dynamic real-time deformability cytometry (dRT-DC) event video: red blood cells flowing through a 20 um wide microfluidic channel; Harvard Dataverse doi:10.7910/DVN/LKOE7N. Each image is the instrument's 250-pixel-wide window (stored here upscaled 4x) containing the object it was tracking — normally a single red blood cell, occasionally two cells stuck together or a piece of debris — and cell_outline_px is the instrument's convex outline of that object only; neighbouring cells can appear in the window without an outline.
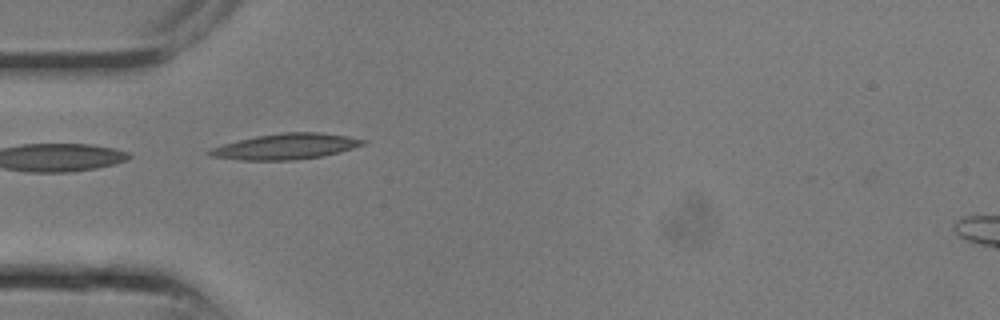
{"species": "common noctule bat (a hibernating species)", "species_latin": "Nyctalus noctula", "temperature_condition": "room temperature", "stored_images_in_passage": 20, "camera_frame_rate_fps": 3000, "um_per_image_px": 0.085, "animal": {"sex": "male", "body_mass_g": 13.3}, "frame": {"image": 1, "passage_image": 3, "time_ms": 0.667, "image_size_px": [1000, 320], "cell_outline_px": [[368, 140], [364, 144], [340, 152], [324, 156], [296, 160], [240, 160], [208, 156], [208, 152], [212, 148], [224, 144], [256, 136], [284, 132], [316, 132], [344, 136]], "centroid_in_image_um": [24.3, 12.46], "position_along_channel_um": 60.7, "area_um2": 22.77}}
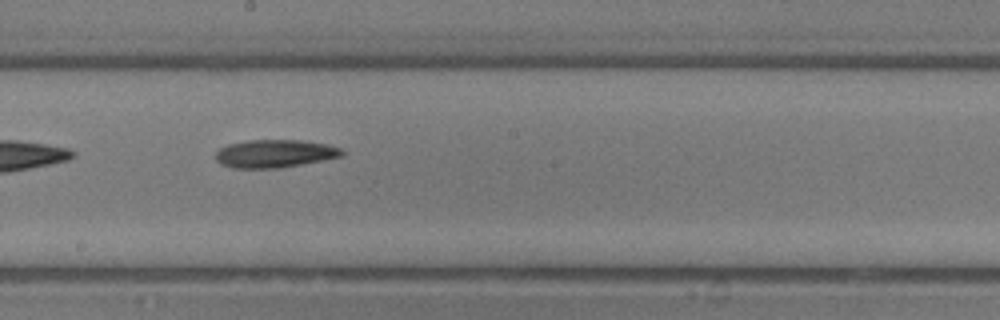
{"frame": {"image": 2, "passage_image": 9, "time_ms": 2.667, "image_size_px": [1000, 320], "cell_outline_px": [[344, 156], [324, 160], [280, 168], [232, 168], [220, 164], [216, 160], [216, 152], [220, 148], [228, 144], [248, 140], [300, 140], [328, 144], [340, 148], [344, 152]], "centroid_in_image_um": [23.36, 13.06], "position_along_channel_um": 224.8, "area_um2": 20.69}}
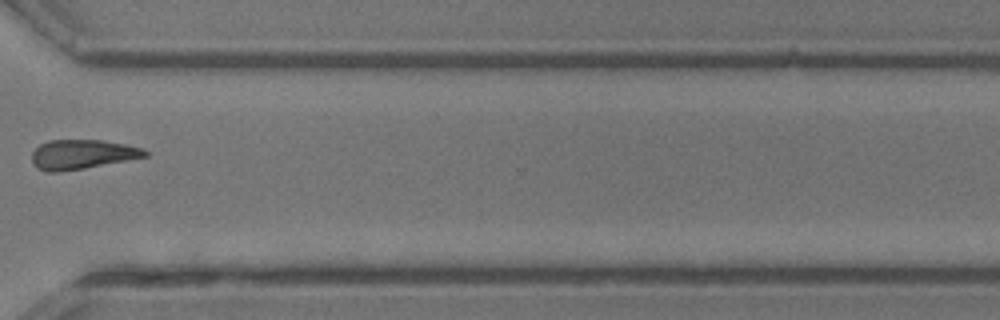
{"frame": {"image": 3, "passage_image": 14, "time_ms": 4.333, "image_size_px": [1000, 320], "cell_outline_px": [[148, 156], [128, 160], [84, 168], [56, 172], [48, 172], [36, 168], [32, 164], [32, 152], [40, 144], [48, 140], [100, 140], [124, 144], [144, 148], [148, 152]], "centroid_in_image_um": [6.96, 13.12], "position_along_channel_um": 363.6, "area_um2": 19.42}}